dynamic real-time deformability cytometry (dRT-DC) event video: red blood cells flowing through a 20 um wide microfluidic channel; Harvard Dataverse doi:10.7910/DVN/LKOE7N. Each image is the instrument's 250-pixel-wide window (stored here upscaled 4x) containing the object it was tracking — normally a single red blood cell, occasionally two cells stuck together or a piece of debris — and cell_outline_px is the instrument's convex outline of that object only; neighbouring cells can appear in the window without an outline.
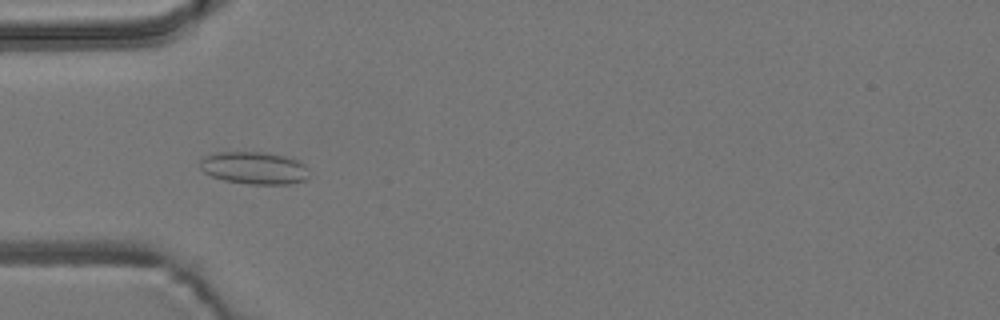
{"species": "common noctule bat (a hibernating species)", "species_latin": "Nyctalus noctula", "temperature_condition": "room temperature", "stored_images_in_passage": 6, "camera_frame_rate_fps": 3000, "um_per_image_px": 0.085, "animal": {"sex": "male", "body_mass_g": 19.2, "forearm_length_mm": 51.8}, "frame": {"image": 1, "passage_image": 5, "time_ms": 4.667, "image_size_px": [1000, 320], "cell_outline_px": [[308, 176], [304, 180], [288, 184], [248, 184], [224, 180], [212, 176], [204, 172], [200, 168], [200, 160], [204, 156], [216, 152], [268, 152], [292, 156], [300, 160], [308, 168]], "centroid_in_image_um": [21.64, 14.25], "position_along_channel_um": 63.4, "area_um2": 20.98}}